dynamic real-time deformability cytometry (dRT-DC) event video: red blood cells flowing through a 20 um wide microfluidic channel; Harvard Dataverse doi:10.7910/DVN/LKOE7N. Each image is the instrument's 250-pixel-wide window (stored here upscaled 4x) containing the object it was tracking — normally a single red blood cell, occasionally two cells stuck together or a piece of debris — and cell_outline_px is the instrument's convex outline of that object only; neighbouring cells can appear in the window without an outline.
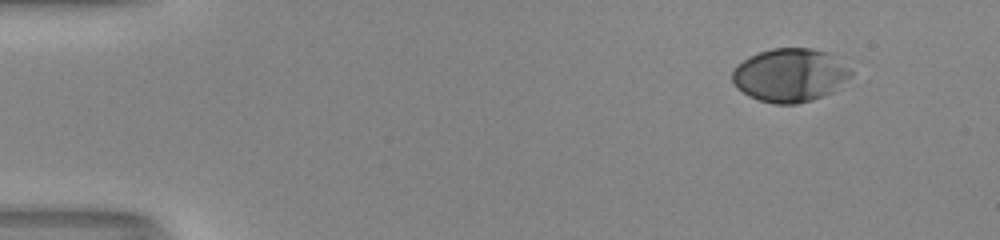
{"species": "human", "species_latin": "Homo sapiens", "temperature_condition": "room temperature", "stored_images_in_passage": 49, "camera_frame_rate_fps": 3000, "um_per_image_px": 0.085, "donor": {"sex": "male"}, "frame": {"image": 1, "passage_image": 1, "time_ms": 0.0, "image_size_px": [1000, 240], "cell_outline_px": [[852, 72], [832, 92], [824, 96], [812, 100], [796, 104], [772, 104], [748, 96], [736, 88], [732, 80], [732, 72], [748, 56], [772, 48], [812, 48], [828, 52], [848, 68]], "centroid_in_image_um": [67.1, 6.4], "position_along_channel_um": 17.9, "area_um2": 36.59}}
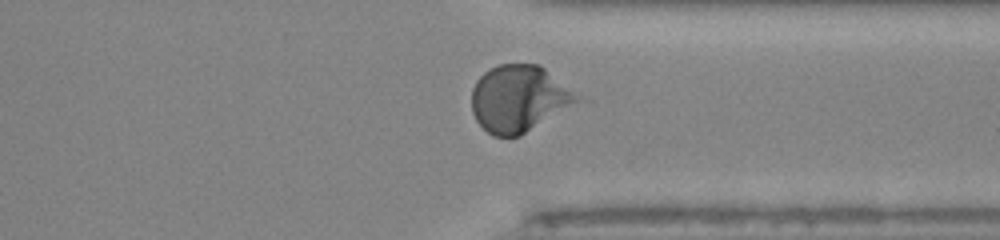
{"frame": {"image": 2, "passage_image": 37, "time_ms": 12.0, "image_size_px": [1000, 240], "cell_outline_px": [[576, 100], [520, 136], [492, 136], [476, 120], [472, 112], [472, 88], [476, 80], [484, 72], [500, 64], [540, 64], [572, 92]], "centroid_in_image_um": [43.97, 8.37], "position_along_channel_um": 367.4, "area_um2": 39.42}}
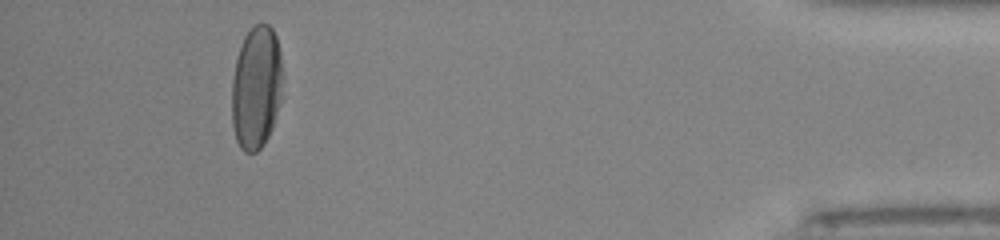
{"frame": {"image": 3, "passage_image": 45, "time_ms": 14.667, "image_size_px": [1000, 240], "cell_outline_px": [[284, 96], [272, 128], [264, 144], [256, 152], [244, 152], [240, 148], [236, 140], [232, 124], [232, 80], [236, 60], [244, 36], [256, 24], [268, 24], [272, 28], [276, 36], [280, 52], [284, 72]], "centroid_in_image_um": [21.83, 7.46], "position_along_channel_um": 413.4, "area_um2": 37.4}, "authors_computed_cell_mechanics": {"area_um2": 37.9168, "velocity_mm_per_s": 3.9811, "shape_relaxation_time_tau1_ms": 3.1912, "shape_relaxation_time_tau2_ms": null, "deformation_change_tau1": 0.1892, "deformation_change_tau2": null}}